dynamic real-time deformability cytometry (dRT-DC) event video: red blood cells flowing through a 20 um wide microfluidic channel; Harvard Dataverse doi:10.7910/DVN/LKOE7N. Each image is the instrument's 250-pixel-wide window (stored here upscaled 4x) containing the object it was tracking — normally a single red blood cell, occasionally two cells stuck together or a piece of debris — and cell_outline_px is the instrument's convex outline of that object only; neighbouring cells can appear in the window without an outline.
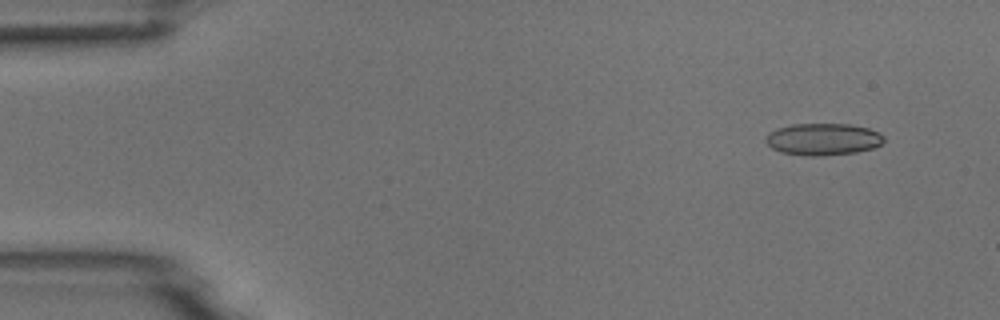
{"species": "common noctule bat (a hibernating species)", "species_latin": "Nyctalus noctula", "temperature_condition": "room temperature", "stored_images_in_passage": 3, "camera_frame_rate_fps": 3000, "um_per_image_px": 0.085, "animal": {"sex": "male", "body_mass_g": 18.8}, "frame": {"image": 1, "passage_image": 1, "time_ms": 0.0, "image_size_px": [1000, 320], "cell_outline_px": [[884, 140], [880, 144], [872, 148], [856, 152], [820, 156], [808, 156], [780, 152], [772, 148], [764, 140], [776, 128], [792, 124], [848, 124], [868, 128], [884, 136]], "centroid_in_image_um": [69.94, 11.84], "position_along_channel_um": 15.1, "area_um2": 21.79}}